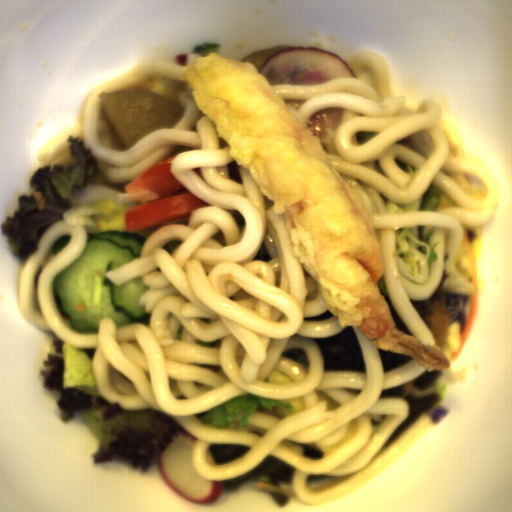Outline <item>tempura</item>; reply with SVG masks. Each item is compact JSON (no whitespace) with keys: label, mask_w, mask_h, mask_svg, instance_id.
I'll use <instances>...</instances> for the list:
<instances>
[{"label":"tempura","mask_w":512,"mask_h":512,"mask_svg":"<svg viewBox=\"0 0 512 512\" xmlns=\"http://www.w3.org/2000/svg\"><path fill=\"white\" fill-rule=\"evenodd\" d=\"M230 157L285 213L292 253L317 281L339 326L356 327L379 350L412 356L429 372L452 368L443 349L402 332L378 283L385 257L356 191L317 136L269 80L246 61L198 56L182 75Z\"/></svg>","instance_id":"obj_1"}]
</instances>
